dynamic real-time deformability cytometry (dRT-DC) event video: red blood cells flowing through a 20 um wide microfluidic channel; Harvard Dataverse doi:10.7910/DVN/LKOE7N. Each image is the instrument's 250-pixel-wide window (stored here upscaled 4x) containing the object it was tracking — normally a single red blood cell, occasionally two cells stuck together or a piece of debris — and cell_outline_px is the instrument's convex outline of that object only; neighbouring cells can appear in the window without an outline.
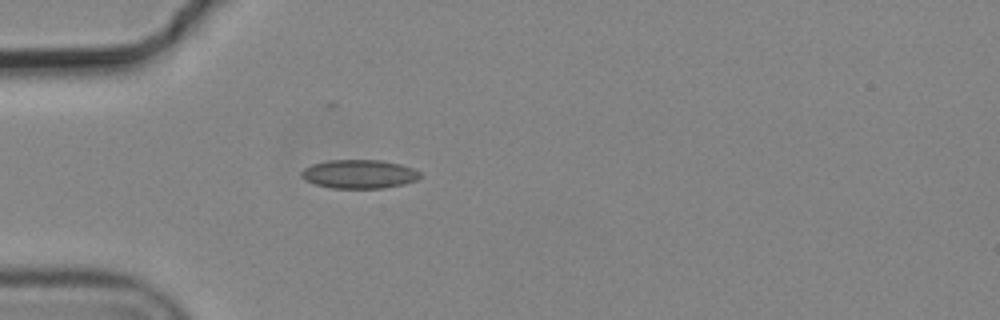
{"species": "common noctule bat (a hibernating species)", "species_latin": "Nyctalus noctula", "temperature_condition": "cold", "stored_images_in_passage": 5, "camera_frame_rate_fps": 3000, "um_per_image_px": 0.085, "animal": {"sex": "male", "body_mass_g": 19.2, "forearm_length_mm": 51.8}, "frame": {"image": 1, "passage_image": 5, "time_ms": 1.333, "image_size_px": [1000, 320], "cell_outline_px": [[420, 176], [416, 180], [404, 184], [384, 188], [332, 188], [316, 184], [304, 180], [300, 176], [300, 172], [304, 168], [312, 164], [328, 160], [380, 160], [400, 164], [412, 168], [420, 172]], "centroid_in_image_um": [30.5, 14.79], "position_along_channel_um": 54.5, "area_um2": 19.88}}